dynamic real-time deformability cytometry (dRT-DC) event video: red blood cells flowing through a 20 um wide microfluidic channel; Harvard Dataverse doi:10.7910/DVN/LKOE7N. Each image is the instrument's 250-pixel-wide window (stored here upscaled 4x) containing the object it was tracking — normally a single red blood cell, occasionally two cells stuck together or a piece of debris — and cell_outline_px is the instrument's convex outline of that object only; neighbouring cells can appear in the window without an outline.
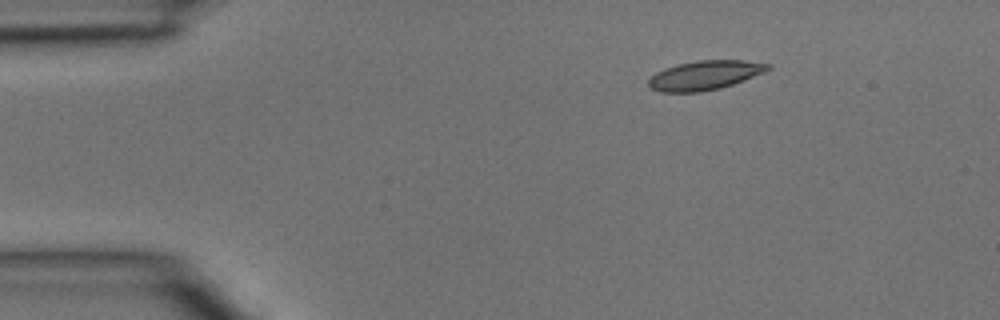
{"species": "common noctule bat (a hibernating species)", "species_latin": "Nyctalus noctula", "temperature_condition": "room temperature", "stored_images_in_passage": 3, "segment_of_instrument_passage": [1, 2], "camera_frame_rate_fps": 3000, "um_per_image_px": 0.085, "animal": {"sex": "male", "body_mass_g": 15.6}, "frame": {"image": 1, "passage_image": 1, "time_ms": 0.0, "image_size_px": [1000, 320], "cell_outline_px": [[772, 68], [764, 72], [732, 84], [720, 88], [700, 92], [660, 92], [648, 88], [648, 80], [656, 72], [664, 68], [696, 60], [744, 60], [772, 64]], "centroid_in_image_um": [59.89, 6.39], "position_along_channel_um": 25.1, "area_um2": 20.35}}
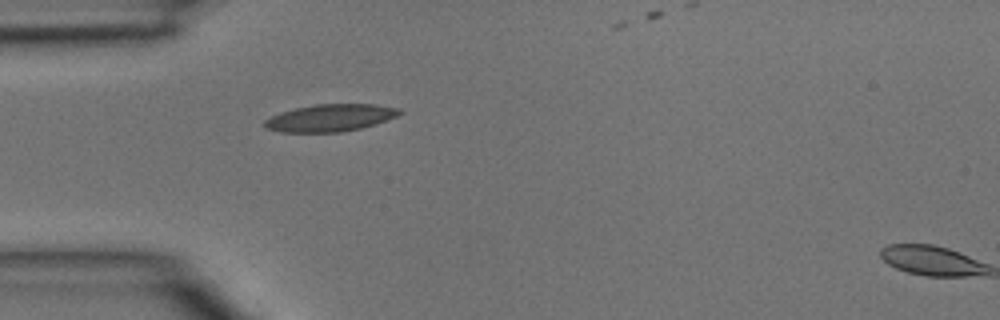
{"frame": {"image": 2, "passage_image": 2, "time_ms": 0.333, "image_size_px": [1000, 320], "cell_outline_px": [[404, 112], [388, 120], [376, 124], [360, 128], [340, 132], [280, 132], [264, 128], [264, 120], [280, 112], [296, 108], [316, 104], [372, 104], [400, 108]], "centroid_in_image_um": [28.08, 10.02], "position_along_channel_um": 56.9, "area_um2": 21.44}}